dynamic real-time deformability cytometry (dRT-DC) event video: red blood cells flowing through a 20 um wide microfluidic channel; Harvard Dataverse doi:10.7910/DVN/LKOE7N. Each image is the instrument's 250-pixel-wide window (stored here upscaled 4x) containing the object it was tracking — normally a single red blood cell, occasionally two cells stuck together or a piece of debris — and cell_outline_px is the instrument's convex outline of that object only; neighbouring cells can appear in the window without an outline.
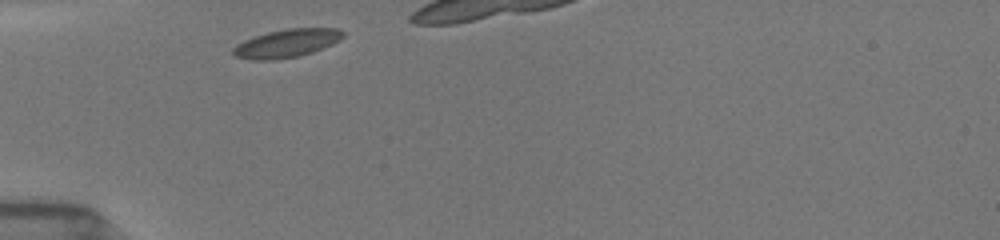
{"species": "common noctule bat (a hibernating species)", "species_latin": "Nyctalus noctula", "temperature_condition": "room temperature", "stored_images_in_passage": 14, "camera_frame_rate_fps": 3000, "um_per_image_px": 0.085, "animal": {"sex": "female", "body_mass_g": 19.5, "forearm_length_mm": 54.1}, "frame": {"image": 1, "passage_image": 1, "time_ms": 0.0, "image_size_px": [1000, 240], "cell_outline_px": [[344, 36], [340, 40], [332, 44], [312, 52], [296, 56], [276, 60], [252, 60], [236, 56], [232, 52], [232, 48], [236, 44], [244, 40], [268, 32], [288, 28], [336, 28], [344, 32]], "centroid_in_image_um": [24.36, 3.68], "position_along_channel_um": 60.6, "area_um2": 17.98}}
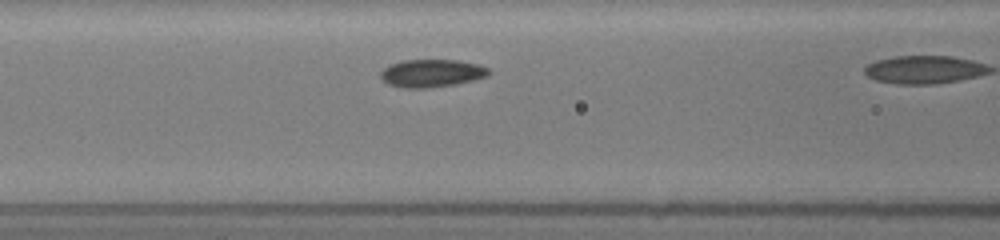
{"frame": {"image": 2, "passage_image": 7, "time_ms": 2.0, "image_size_px": [1000, 240], "cell_outline_px": [[488, 76], [456, 84], [428, 88], [404, 88], [388, 84], [380, 76], [380, 72], [388, 64], [404, 60], [460, 60], [480, 64], [488, 68]], "centroid_in_image_um": [36.68, 6.21], "position_along_channel_um": 129.9, "area_um2": 17.57}}
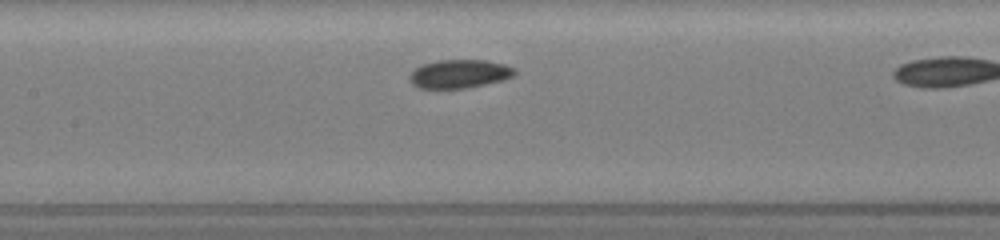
{"frame": {"image": 3, "passage_image": 10, "time_ms": 3.0, "image_size_px": [1000, 240], "cell_outline_px": [[516, 72], [512, 76], [500, 80], [468, 88], [416, 88], [408, 80], [408, 76], [416, 68], [424, 64], [436, 60], [484, 60], [504, 64], [516, 68]], "centroid_in_image_um": [39.01, 6.28], "position_along_channel_um": 168.4, "area_um2": 17.4}}